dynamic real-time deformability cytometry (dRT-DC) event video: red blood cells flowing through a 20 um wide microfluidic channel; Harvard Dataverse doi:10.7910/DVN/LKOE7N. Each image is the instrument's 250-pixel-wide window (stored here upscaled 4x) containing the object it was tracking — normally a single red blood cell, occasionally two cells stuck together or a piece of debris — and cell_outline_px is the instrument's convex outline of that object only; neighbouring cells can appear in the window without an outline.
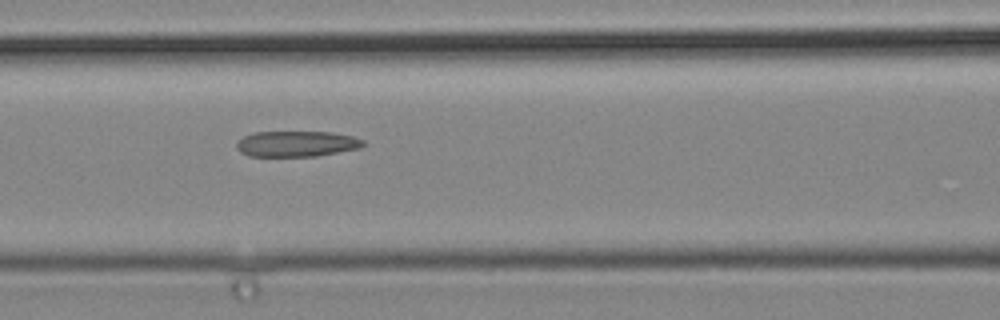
{"species": "common noctule bat (a hibernating species)", "species_latin": "Nyctalus noctula", "temperature_condition": "cold", "stored_images_in_passage": 7, "camera_frame_rate_fps": 3000, "um_per_image_px": 0.085, "animal": {"sex": "male", "body_mass_g": 19.2, "forearm_length_mm": 51.8}, "frame": {"image": 1, "passage_image": 6, "time_ms": 1.667, "image_size_px": [1000, 320], "cell_outline_px": [[364, 144], [360, 148], [316, 156], [248, 156], [240, 152], [236, 148], [236, 144], [244, 136], [256, 132], [332, 132], [352, 136], [364, 140]], "centroid_in_image_um": [25.21, 12.22], "position_along_channel_um": 141.4, "area_um2": 18.9}}
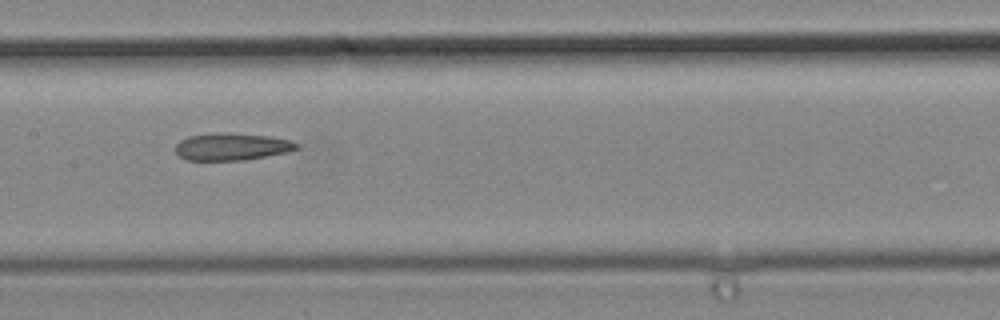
{"frame": {"image": 2, "passage_image": 7, "time_ms": 2.0, "image_size_px": [1000, 320], "cell_outline_px": [[300, 148], [288, 152], [244, 160], [184, 160], [176, 152], [176, 144], [180, 140], [188, 136], [216, 132], [224, 132], [268, 136], [292, 140], [300, 144]], "centroid_in_image_um": [19.72, 12.46], "position_along_channel_um": 187.7, "area_um2": 19.42}}